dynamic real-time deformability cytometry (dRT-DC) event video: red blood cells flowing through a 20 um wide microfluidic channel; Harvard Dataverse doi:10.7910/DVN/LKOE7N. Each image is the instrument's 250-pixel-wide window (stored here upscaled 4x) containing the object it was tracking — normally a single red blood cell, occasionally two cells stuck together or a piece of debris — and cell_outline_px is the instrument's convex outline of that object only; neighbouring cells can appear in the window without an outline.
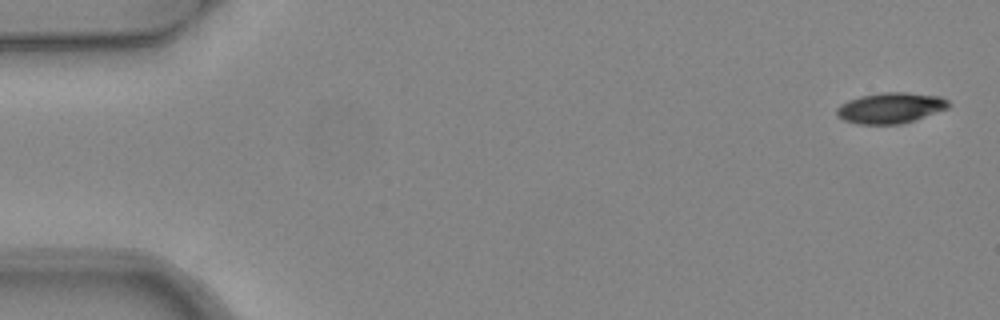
{"species": "common noctule bat (a hibernating species)", "species_latin": "Nyctalus noctula", "temperature_condition": "warm", "stored_images_in_passage": 5, "camera_frame_rate_fps": 3000, "um_per_image_px": 0.085, "animal": {"sex": "female", "body_mass_g": 24.6, "forearm_length_mm": 56.2}, "frame": {"image": 1, "passage_image": 1, "time_ms": 0.0, "image_size_px": [1000, 320], "cell_outline_px": [[948, 108], [900, 124], [856, 124], [844, 120], [836, 116], [836, 108], [840, 104], [848, 100], [860, 96], [884, 92], [904, 92], [940, 96], [948, 100]], "centroid_in_image_um": [75.63, 9.17], "position_along_channel_um": 9.4, "area_um2": 19.88}}
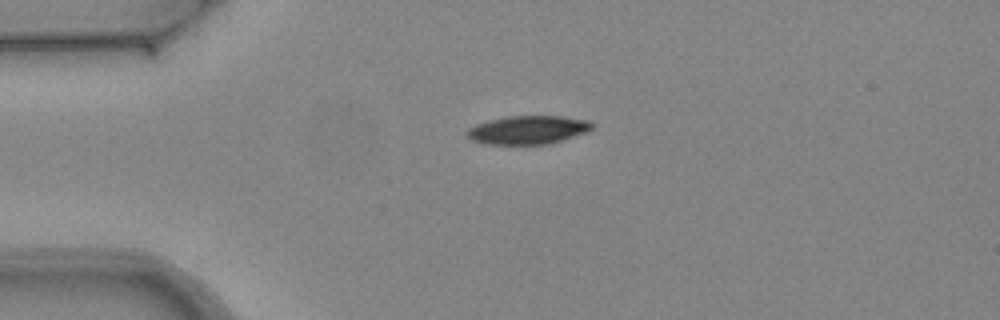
{"frame": {"image": 2, "passage_image": 4, "time_ms": 1.0, "image_size_px": [1000, 320], "cell_outline_px": [[596, 128], [588, 132], [548, 144], [484, 144], [472, 140], [464, 136], [464, 132], [468, 128], [476, 124], [508, 116], [560, 116], [588, 120]], "centroid_in_image_um": [44.86, 11.05], "position_along_channel_um": 40.1, "area_um2": 20.87}}